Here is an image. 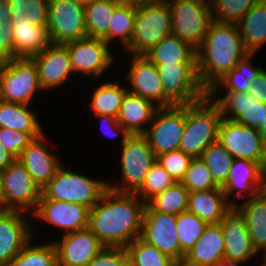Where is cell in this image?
<instances>
[{"instance_id":"obj_31","label":"cell","mask_w":266,"mask_h":266,"mask_svg":"<svg viewBox=\"0 0 266 266\" xmlns=\"http://www.w3.org/2000/svg\"><path fill=\"white\" fill-rule=\"evenodd\" d=\"M256 53H249L240 59L234 69L228 72L209 91L208 95H217L218 91L249 93L254 78L259 75L263 67L253 66L252 58Z\"/></svg>"},{"instance_id":"obj_26","label":"cell","mask_w":266,"mask_h":266,"mask_svg":"<svg viewBox=\"0 0 266 266\" xmlns=\"http://www.w3.org/2000/svg\"><path fill=\"white\" fill-rule=\"evenodd\" d=\"M237 200L228 201L223 189L190 192L187 211L195 214L205 223L218 224L237 205Z\"/></svg>"},{"instance_id":"obj_38","label":"cell","mask_w":266,"mask_h":266,"mask_svg":"<svg viewBox=\"0 0 266 266\" xmlns=\"http://www.w3.org/2000/svg\"><path fill=\"white\" fill-rule=\"evenodd\" d=\"M189 193L181 182H175L165 191L152 197L146 204L154 212L179 215L187 211Z\"/></svg>"},{"instance_id":"obj_36","label":"cell","mask_w":266,"mask_h":266,"mask_svg":"<svg viewBox=\"0 0 266 266\" xmlns=\"http://www.w3.org/2000/svg\"><path fill=\"white\" fill-rule=\"evenodd\" d=\"M117 6L112 0H93L85 6L87 36L103 39L108 34L113 11Z\"/></svg>"},{"instance_id":"obj_32","label":"cell","mask_w":266,"mask_h":266,"mask_svg":"<svg viewBox=\"0 0 266 266\" xmlns=\"http://www.w3.org/2000/svg\"><path fill=\"white\" fill-rule=\"evenodd\" d=\"M145 56L153 63H197L196 50L178 36L164 37Z\"/></svg>"},{"instance_id":"obj_54","label":"cell","mask_w":266,"mask_h":266,"mask_svg":"<svg viewBox=\"0 0 266 266\" xmlns=\"http://www.w3.org/2000/svg\"><path fill=\"white\" fill-rule=\"evenodd\" d=\"M117 5H130L137 7L140 3H142L144 0H112Z\"/></svg>"},{"instance_id":"obj_44","label":"cell","mask_w":266,"mask_h":266,"mask_svg":"<svg viewBox=\"0 0 266 266\" xmlns=\"http://www.w3.org/2000/svg\"><path fill=\"white\" fill-rule=\"evenodd\" d=\"M181 183L189 190V192L220 188L213 180L208 166L200 157L191 160L189 168Z\"/></svg>"},{"instance_id":"obj_50","label":"cell","mask_w":266,"mask_h":266,"mask_svg":"<svg viewBox=\"0 0 266 266\" xmlns=\"http://www.w3.org/2000/svg\"><path fill=\"white\" fill-rule=\"evenodd\" d=\"M94 116L96 117V119L97 118L100 119V121H101L100 125H103L107 128V132L109 131L108 134L110 135V137H116L119 134H121V136H122L121 145L124 143L125 139L130 135V133L118 122L117 118L112 117L110 115H94ZM102 127H100V129ZM104 128H103V130H104ZM105 131H106V129H105ZM103 133L105 135H108L105 132H103Z\"/></svg>"},{"instance_id":"obj_17","label":"cell","mask_w":266,"mask_h":266,"mask_svg":"<svg viewBox=\"0 0 266 266\" xmlns=\"http://www.w3.org/2000/svg\"><path fill=\"white\" fill-rule=\"evenodd\" d=\"M130 71L124 80L130 84L127 90L154 102L159 107L174 105L164 94L159 71L155 63L145 55H131Z\"/></svg>"},{"instance_id":"obj_46","label":"cell","mask_w":266,"mask_h":266,"mask_svg":"<svg viewBox=\"0 0 266 266\" xmlns=\"http://www.w3.org/2000/svg\"><path fill=\"white\" fill-rule=\"evenodd\" d=\"M193 158L181 150L156 156V162L161 165L175 182H181Z\"/></svg>"},{"instance_id":"obj_58","label":"cell","mask_w":266,"mask_h":266,"mask_svg":"<svg viewBox=\"0 0 266 266\" xmlns=\"http://www.w3.org/2000/svg\"><path fill=\"white\" fill-rule=\"evenodd\" d=\"M72 1L73 3H77L79 5H82V6H87L88 4H90L93 0H70Z\"/></svg>"},{"instance_id":"obj_16","label":"cell","mask_w":266,"mask_h":266,"mask_svg":"<svg viewBox=\"0 0 266 266\" xmlns=\"http://www.w3.org/2000/svg\"><path fill=\"white\" fill-rule=\"evenodd\" d=\"M89 210L78 203L49 200L41 193L36 210L30 215L33 219L59 227L64 230V235L88 228Z\"/></svg>"},{"instance_id":"obj_57","label":"cell","mask_w":266,"mask_h":266,"mask_svg":"<svg viewBox=\"0 0 266 266\" xmlns=\"http://www.w3.org/2000/svg\"><path fill=\"white\" fill-rule=\"evenodd\" d=\"M263 141L266 143V118L264 119L263 126L258 130Z\"/></svg>"},{"instance_id":"obj_56","label":"cell","mask_w":266,"mask_h":266,"mask_svg":"<svg viewBox=\"0 0 266 266\" xmlns=\"http://www.w3.org/2000/svg\"><path fill=\"white\" fill-rule=\"evenodd\" d=\"M261 192L266 195V166H263V177H262V189Z\"/></svg>"},{"instance_id":"obj_14","label":"cell","mask_w":266,"mask_h":266,"mask_svg":"<svg viewBox=\"0 0 266 266\" xmlns=\"http://www.w3.org/2000/svg\"><path fill=\"white\" fill-rule=\"evenodd\" d=\"M47 27L52 43L65 44L86 37L84 6L70 0H49Z\"/></svg>"},{"instance_id":"obj_51","label":"cell","mask_w":266,"mask_h":266,"mask_svg":"<svg viewBox=\"0 0 266 266\" xmlns=\"http://www.w3.org/2000/svg\"><path fill=\"white\" fill-rule=\"evenodd\" d=\"M249 95L253 101L266 103V70L264 68L254 78Z\"/></svg>"},{"instance_id":"obj_37","label":"cell","mask_w":266,"mask_h":266,"mask_svg":"<svg viewBox=\"0 0 266 266\" xmlns=\"http://www.w3.org/2000/svg\"><path fill=\"white\" fill-rule=\"evenodd\" d=\"M136 13L137 7L118 5L113 11L108 34L103 40L111 46L112 40L118 38L125 50L133 36Z\"/></svg>"},{"instance_id":"obj_10","label":"cell","mask_w":266,"mask_h":266,"mask_svg":"<svg viewBox=\"0 0 266 266\" xmlns=\"http://www.w3.org/2000/svg\"><path fill=\"white\" fill-rule=\"evenodd\" d=\"M158 68L165 96L173 104H192L208 92L201 85L197 63H160Z\"/></svg>"},{"instance_id":"obj_28","label":"cell","mask_w":266,"mask_h":266,"mask_svg":"<svg viewBox=\"0 0 266 266\" xmlns=\"http://www.w3.org/2000/svg\"><path fill=\"white\" fill-rule=\"evenodd\" d=\"M29 105L0 100V128L28 133L33 139L44 134L38 113Z\"/></svg>"},{"instance_id":"obj_42","label":"cell","mask_w":266,"mask_h":266,"mask_svg":"<svg viewBox=\"0 0 266 266\" xmlns=\"http://www.w3.org/2000/svg\"><path fill=\"white\" fill-rule=\"evenodd\" d=\"M207 225V223L189 211H184L177 215L176 233L181 252L184 255L194 247Z\"/></svg>"},{"instance_id":"obj_29","label":"cell","mask_w":266,"mask_h":266,"mask_svg":"<svg viewBox=\"0 0 266 266\" xmlns=\"http://www.w3.org/2000/svg\"><path fill=\"white\" fill-rule=\"evenodd\" d=\"M235 207L245 217L255 250L259 253L266 249V195L260 192Z\"/></svg>"},{"instance_id":"obj_6","label":"cell","mask_w":266,"mask_h":266,"mask_svg":"<svg viewBox=\"0 0 266 266\" xmlns=\"http://www.w3.org/2000/svg\"><path fill=\"white\" fill-rule=\"evenodd\" d=\"M43 90L37 65L32 58L2 60L0 100L31 106L35 93Z\"/></svg>"},{"instance_id":"obj_22","label":"cell","mask_w":266,"mask_h":266,"mask_svg":"<svg viewBox=\"0 0 266 266\" xmlns=\"http://www.w3.org/2000/svg\"><path fill=\"white\" fill-rule=\"evenodd\" d=\"M38 68L44 91L65 84L74 74L70 55L64 44L51 43L44 51L31 57Z\"/></svg>"},{"instance_id":"obj_4","label":"cell","mask_w":266,"mask_h":266,"mask_svg":"<svg viewBox=\"0 0 266 266\" xmlns=\"http://www.w3.org/2000/svg\"><path fill=\"white\" fill-rule=\"evenodd\" d=\"M171 34L172 18L167 0H144L137 6L133 36L125 52L145 55Z\"/></svg>"},{"instance_id":"obj_48","label":"cell","mask_w":266,"mask_h":266,"mask_svg":"<svg viewBox=\"0 0 266 266\" xmlns=\"http://www.w3.org/2000/svg\"><path fill=\"white\" fill-rule=\"evenodd\" d=\"M128 254L124 247H107L88 263L87 266H127Z\"/></svg>"},{"instance_id":"obj_40","label":"cell","mask_w":266,"mask_h":266,"mask_svg":"<svg viewBox=\"0 0 266 266\" xmlns=\"http://www.w3.org/2000/svg\"><path fill=\"white\" fill-rule=\"evenodd\" d=\"M33 241L31 239L6 266H58L53 241L41 245Z\"/></svg>"},{"instance_id":"obj_33","label":"cell","mask_w":266,"mask_h":266,"mask_svg":"<svg viewBox=\"0 0 266 266\" xmlns=\"http://www.w3.org/2000/svg\"><path fill=\"white\" fill-rule=\"evenodd\" d=\"M12 27L14 28V58H31L52 43L47 26Z\"/></svg>"},{"instance_id":"obj_20","label":"cell","mask_w":266,"mask_h":266,"mask_svg":"<svg viewBox=\"0 0 266 266\" xmlns=\"http://www.w3.org/2000/svg\"><path fill=\"white\" fill-rule=\"evenodd\" d=\"M224 96L208 95L219 107L223 118L259 130L266 118V103L253 101L249 93L224 91ZM219 95V96H218ZM218 96V97H217Z\"/></svg>"},{"instance_id":"obj_13","label":"cell","mask_w":266,"mask_h":266,"mask_svg":"<svg viewBox=\"0 0 266 266\" xmlns=\"http://www.w3.org/2000/svg\"><path fill=\"white\" fill-rule=\"evenodd\" d=\"M64 45L69 52L73 72L92 75V79L99 78L116 58L110 46L99 38L86 36Z\"/></svg>"},{"instance_id":"obj_45","label":"cell","mask_w":266,"mask_h":266,"mask_svg":"<svg viewBox=\"0 0 266 266\" xmlns=\"http://www.w3.org/2000/svg\"><path fill=\"white\" fill-rule=\"evenodd\" d=\"M175 181L169 173L157 162H155L147 173L143 185L135 192V194L147 203L152 197L165 191Z\"/></svg>"},{"instance_id":"obj_25","label":"cell","mask_w":266,"mask_h":266,"mask_svg":"<svg viewBox=\"0 0 266 266\" xmlns=\"http://www.w3.org/2000/svg\"><path fill=\"white\" fill-rule=\"evenodd\" d=\"M224 235L220 224H209L180 266H216L224 261Z\"/></svg>"},{"instance_id":"obj_21","label":"cell","mask_w":266,"mask_h":266,"mask_svg":"<svg viewBox=\"0 0 266 266\" xmlns=\"http://www.w3.org/2000/svg\"><path fill=\"white\" fill-rule=\"evenodd\" d=\"M219 224L224 235V261L247 262L258 254L253 247L245 217L236 207Z\"/></svg>"},{"instance_id":"obj_12","label":"cell","mask_w":266,"mask_h":266,"mask_svg":"<svg viewBox=\"0 0 266 266\" xmlns=\"http://www.w3.org/2000/svg\"><path fill=\"white\" fill-rule=\"evenodd\" d=\"M176 223L177 215L154 212L146 204L139 238L156 246L180 265L185 255L181 252Z\"/></svg>"},{"instance_id":"obj_62","label":"cell","mask_w":266,"mask_h":266,"mask_svg":"<svg viewBox=\"0 0 266 266\" xmlns=\"http://www.w3.org/2000/svg\"><path fill=\"white\" fill-rule=\"evenodd\" d=\"M203 1H206V2L210 3L212 0H203Z\"/></svg>"},{"instance_id":"obj_55","label":"cell","mask_w":266,"mask_h":266,"mask_svg":"<svg viewBox=\"0 0 266 266\" xmlns=\"http://www.w3.org/2000/svg\"><path fill=\"white\" fill-rule=\"evenodd\" d=\"M242 261H223L217 264L216 266H240V264H244Z\"/></svg>"},{"instance_id":"obj_15","label":"cell","mask_w":266,"mask_h":266,"mask_svg":"<svg viewBox=\"0 0 266 266\" xmlns=\"http://www.w3.org/2000/svg\"><path fill=\"white\" fill-rule=\"evenodd\" d=\"M218 142L233 158L251 160L263 166L266 143L256 128L223 118L219 126Z\"/></svg>"},{"instance_id":"obj_34","label":"cell","mask_w":266,"mask_h":266,"mask_svg":"<svg viewBox=\"0 0 266 266\" xmlns=\"http://www.w3.org/2000/svg\"><path fill=\"white\" fill-rule=\"evenodd\" d=\"M11 26H47L49 0H9Z\"/></svg>"},{"instance_id":"obj_35","label":"cell","mask_w":266,"mask_h":266,"mask_svg":"<svg viewBox=\"0 0 266 266\" xmlns=\"http://www.w3.org/2000/svg\"><path fill=\"white\" fill-rule=\"evenodd\" d=\"M119 82H104L94 90L90 106L93 115H110L117 118L121 103L128 91L127 86Z\"/></svg>"},{"instance_id":"obj_39","label":"cell","mask_w":266,"mask_h":266,"mask_svg":"<svg viewBox=\"0 0 266 266\" xmlns=\"http://www.w3.org/2000/svg\"><path fill=\"white\" fill-rule=\"evenodd\" d=\"M129 266H180L156 246L150 245L139 237L126 247Z\"/></svg>"},{"instance_id":"obj_7","label":"cell","mask_w":266,"mask_h":266,"mask_svg":"<svg viewBox=\"0 0 266 266\" xmlns=\"http://www.w3.org/2000/svg\"><path fill=\"white\" fill-rule=\"evenodd\" d=\"M121 147L122 184L107 182V185L118 192L135 193L143 185L156 156L144 134H130Z\"/></svg>"},{"instance_id":"obj_8","label":"cell","mask_w":266,"mask_h":266,"mask_svg":"<svg viewBox=\"0 0 266 266\" xmlns=\"http://www.w3.org/2000/svg\"><path fill=\"white\" fill-rule=\"evenodd\" d=\"M41 189L33 181L24 165L14 160L0 171V209L32 214L38 205Z\"/></svg>"},{"instance_id":"obj_49","label":"cell","mask_w":266,"mask_h":266,"mask_svg":"<svg viewBox=\"0 0 266 266\" xmlns=\"http://www.w3.org/2000/svg\"><path fill=\"white\" fill-rule=\"evenodd\" d=\"M14 28L10 19H0V60L14 58Z\"/></svg>"},{"instance_id":"obj_9","label":"cell","mask_w":266,"mask_h":266,"mask_svg":"<svg viewBox=\"0 0 266 266\" xmlns=\"http://www.w3.org/2000/svg\"><path fill=\"white\" fill-rule=\"evenodd\" d=\"M167 3L171 11L172 34L197 50L213 21L209 3L203 0H167Z\"/></svg>"},{"instance_id":"obj_23","label":"cell","mask_w":266,"mask_h":266,"mask_svg":"<svg viewBox=\"0 0 266 266\" xmlns=\"http://www.w3.org/2000/svg\"><path fill=\"white\" fill-rule=\"evenodd\" d=\"M45 134L33 139L17 158L41 190L64 164L60 162L61 158L57 155L58 153L52 154L53 152L46 147L47 136Z\"/></svg>"},{"instance_id":"obj_52","label":"cell","mask_w":266,"mask_h":266,"mask_svg":"<svg viewBox=\"0 0 266 266\" xmlns=\"http://www.w3.org/2000/svg\"><path fill=\"white\" fill-rule=\"evenodd\" d=\"M16 158L0 144V171L5 170Z\"/></svg>"},{"instance_id":"obj_60","label":"cell","mask_w":266,"mask_h":266,"mask_svg":"<svg viewBox=\"0 0 266 266\" xmlns=\"http://www.w3.org/2000/svg\"><path fill=\"white\" fill-rule=\"evenodd\" d=\"M263 166H266V150H265V159H264V162H263Z\"/></svg>"},{"instance_id":"obj_3","label":"cell","mask_w":266,"mask_h":266,"mask_svg":"<svg viewBox=\"0 0 266 266\" xmlns=\"http://www.w3.org/2000/svg\"><path fill=\"white\" fill-rule=\"evenodd\" d=\"M222 119L219 107L208 95L198 102L186 104L185 127L179 150L192 158L200 157L210 144L218 141Z\"/></svg>"},{"instance_id":"obj_5","label":"cell","mask_w":266,"mask_h":266,"mask_svg":"<svg viewBox=\"0 0 266 266\" xmlns=\"http://www.w3.org/2000/svg\"><path fill=\"white\" fill-rule=\"evenodd\" d=\"M63 167L62 164L41 193L49 200L78 203L91 209L108 188L107 182Z\"/></svg>"},{"instance_id":"obj_19","label":"cell","mask_w":266,"mask_h":266,"mask_svg":"<svg viewBox=\"0 0 266 266\" xmlns=\"http://www.w3.org/2000/svg\"><path fill=\"white\" fill-rule=\"evenodd\" d=\"M53 244L58 266H87L104 247L89 228L64 234Z\"/></svg>"},{"instance_id":"obj_41","label":"cell","mask_w":266,"mask_h":266,"mask_svg":"<svg viewBox=\"0 0 266 266\" xmlns=\"http://www.w3.org/2000/svg\"><path fill=\"white\" fill-rule=\"evenodd\" d=\"M200 158L208 166L215 183L222 187L228 179L234 160L230 152L216 141L202 152Z\"/></svg>"},{"instance_id":"obj_27","label":"cell","mask_w":266,"mask_h":266,"mask_svg":"<svg viewBox=\"0 0 266 266\" xmlns=\"http://www.w3.org/2000/svg\"><path fill=\"white\" fill-rule=\"evenodd\" d=\"M158 108L154 102L127 91L117 119L130 134H144Z\"/></svg>"},{"instance_id":"obj_11","label":"cell","mask_w":266,"mask_h":266,"mask_svg":"<svg viewBox=\"0 0 266 266\" xmlns=\"http://www.w3.org/2000/svg\"><path fill=\"white\" fill-rule=\"evenodd\" d=\"M186 104L159 107L144 135L155 156L179 150L185 127Z\"/></svg>"},{"instance_id":"obj_1","label":"cell","mask_w":266,"mask_h":266,"mask_svg":"<svg viewBox=\"0 0 266 266\" xmlns=\"http://www.w3.org/2000/svg\"><path fill=\"white\" fill-rule=\"evenodd\" d=\"M146 203L135 193L107 188L89 210L88 228L107 247H124L140 236Z\"/></svg>"},{"instance_id":"obj_2","label":"cell","mask_w":266,"mask_h":266,"mask_svg":"<svg viewBox=\"0 0 266 266\" xmlns=\"http://www.w3.org/2000/svg\"><path fill=\"white\" fill-rule=\"evenodd\" d=\"M249 52L237 24L212 21L196 50L198 77L207 92Z\"/></svg>"},{"instance_id":"obj_18","label":"cell","mask_w":266,"mask_h":266,"mask_svg":"<svg viewBox=\"0 0 266 266\" xmlns=\"http://www.w3.org/2000/svg\"><path fill=\"white\" fill-rule=\"evenodd\" d=\"M30 217L24 211L0 209V266H6L33 238Z\"/></svg>"},{"instance_id":"obj_61","label":"cell","mask_w":266,"mask_h":266,"mask_svg":"<svg viewBox=\"0 0 266 266\" xmlns=\"http://www.w3.org/2000/svg\"><path fill=\"white\" fill-rule=\"evenodd\" d=\"M1 71H2V60H0V75H1Z\"/></svg>"},{"instance_id":"obj_30","label":"cell","mask_w":266,"mask_h":266,"mask_svg":"<svg viewBox=\"0 0 266 266\" xmlns=\"http://www.w3.org/2000/svg\"><path fill=\"white\" fill-rule=\"evenodd\" d=\"M249 53H257L266 45V0H259L237 23Z\"/></svg>"},{"instance_id":"obj_59","label":"cell","mask_w":266,"mask_h":266,"mask_svg":"<svg viewBox=\"0 0 266 266\" xmlns=\"http://www.w3.org/2000/svg\"><path fill=\"white\" fill-rule=\"evenodd\" d=\"M264 251V252H263ZM263 252V261H262V264L260 266H266V249L262 250Z\"/></svg>"},{"instance_id":"obj_24","label":"cell","mask_w":266,"mask_h":266,"mask_svg":"<svg viewBox=\"0 0 266 266\" xmlns=\"http://www.w3.org/2000/svg\"><path fill=\"white\" fill-rule=\"evenodd\" d=\"M263 166L247 159L234 158L226 183L221 187L227 200L231 195L243 200L258 195L262 189ZM247 197H245L246 195Z\"/></svg>"},{"instance_id":"obj_43","label":"cell","mask_w":266,"mask_h":266,"mask_svg":"<svg viewBox=\"0 0 266 266\" xmlns=\"http://www.w3.org/2000/svg\"><path fill=\"white\" fill-rule=\"evenodd\" d=\"M259 0H212L210 5L213 21L237 24Z\"/></svg>"},{"instance_id":"obj_53","label":"cell","mask_w":266,"mask_h":266,"mask_svg":"<svg viewBox=\"0 0 266 266\" xmlns=\"http://www.w3.org/2000/svg\"><path fill=\"white\" fill-rule=\"evenodd\" d=\"M9 0H0V19H11V12L9 10Z\"/></svg>"},{"instance_id":"obj_47","label":"cell","mask_w":266,"mask_h":266,"mask_svg":"<svg viewBox=\"0 0 266 266\" xmlns=\"http://www.w3.org/2000/svg\"><path fill=\"white\" fill-rule=\"evenodd\" d=\"M32 140L28 133L0 128V144L16 159Z\"/></svg>"}]
</instances>
